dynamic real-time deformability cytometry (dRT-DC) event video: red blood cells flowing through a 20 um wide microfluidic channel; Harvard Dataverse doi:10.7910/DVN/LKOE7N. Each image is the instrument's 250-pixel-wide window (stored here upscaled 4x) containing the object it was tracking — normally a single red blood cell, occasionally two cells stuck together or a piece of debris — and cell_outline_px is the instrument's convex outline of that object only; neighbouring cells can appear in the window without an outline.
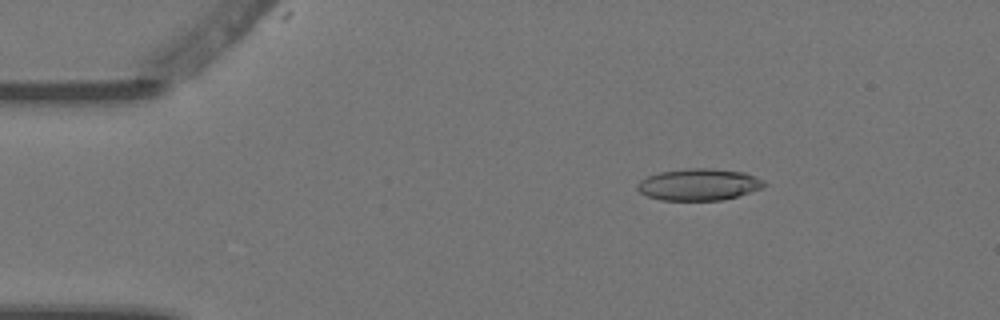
{"species": "Egyptian fruit bat (a non-hibernating species)", "species_latin": "Rousettus aegyptiacus", "temperature_condition": "warm", "stored_images_in_passage": 8, "camera_frame_rate_fps": 3000, "um_per_image_px": 0.085, "animal": {"sex": "female"}, "frame": {"image": 1, "passage_image": 3, "time_ms": 0.667, "image_size_px": [1000, 320], "cell_outline_px": [[768, 184], [764, 188], [736, 196], [720, 200], [660, 200], [648, 196], [640, 192], [636, 188], [636, 184], [640, 180], [648, 176], [660, 172], [688, 168], [712, 168], [744, 172], [764, 180]], "centroid_in_image_um": [59.41, 15.68], "position_along_channel_um": 25.6, "area_um2": 23.52}}
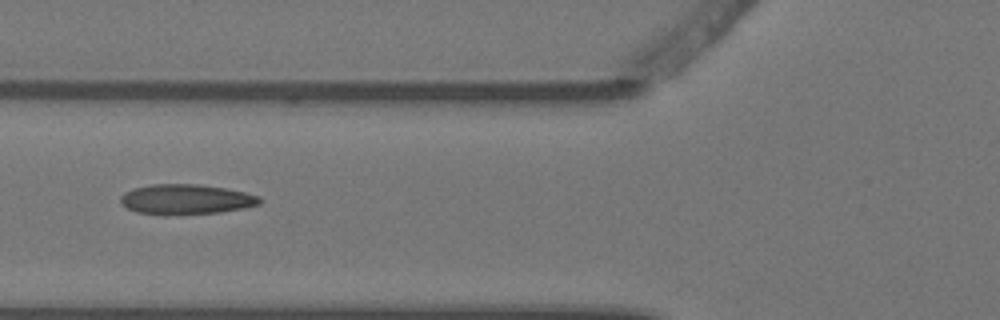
{"frame": {"image": 2, "passage_image": 6, "time_ms": 1.667, "image_size_px": [1000, 320], "cell_outline_px": [[264, 200], [260, 204], [244, 208], [220, 212], [164, 216], [136, 212], [120, 204], [120, 196], [124, 192], [132, 188], [152, 184], [200, 184], [224, 188], [244, 192], [260, 196]], "centroid_in_image_um": [15.79, 16.95], "position_along_channel_um": 110.0, "area_um2": 24.85}}
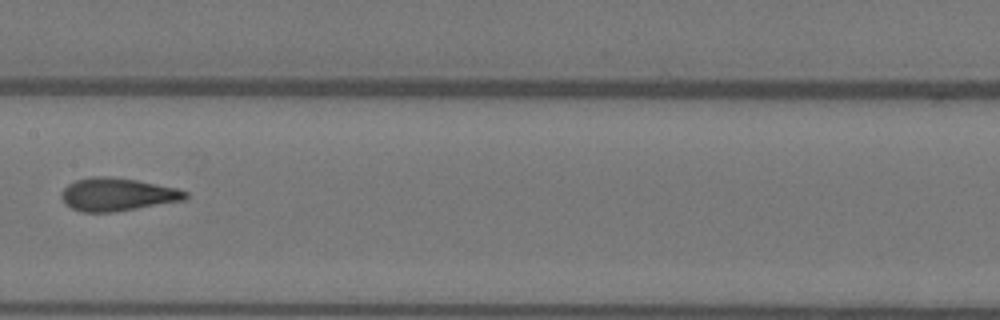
{"frame": {"image": 3, "passage_image": 8, "time_ms": 2.333, "image_size_px": [1000, 320], "cell_outline_px": [[188, 196], [184, 200], [112, 212], [84, 212], [72, 208], [64, 204], [60, 196], [60, 192], [68, 184], [76, 180], [92, 176], [108, 176], [136, 180], [176, 188], [188, 192]], "centroid_in_image_um": [9.92, 16.52], "position_along_channel_um": 197.5, "area_um2": 23.7}}